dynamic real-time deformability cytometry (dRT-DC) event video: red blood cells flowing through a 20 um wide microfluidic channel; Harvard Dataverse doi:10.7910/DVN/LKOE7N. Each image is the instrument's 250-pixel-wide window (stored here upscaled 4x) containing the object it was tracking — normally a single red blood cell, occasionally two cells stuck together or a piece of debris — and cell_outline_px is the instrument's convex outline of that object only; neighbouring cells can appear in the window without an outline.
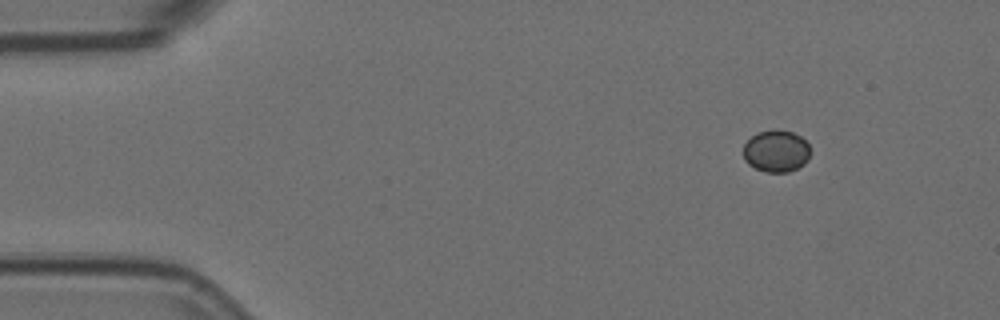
{"species": "Egyptian fruit bat (a non-hibernating species)", "species_latin": "Rousettus aegyptiacus", "temperature_condition": "room temperature", "stored_images_in_passage": 8, "camera_frame_rate_fps": 3000, "um_per_image_px": 0.085, "animal": {"sex": "female"}, "frame": {"image": 1, "passage_image": 2, "time_ms": 0.333, "image_size_px": [1000, 320], "cell_outline_px": [[808, 160], [804, 164], [788, 172], [768, 172], [756, 168], [748, 164], [744, 160], [744, 144], [756, 132], [792, 132], [800, 136], [808, 144]], "centroid_in_image_um": [65.96, 12.88], "position_along_channel_um": 19.0, "area_um2": 15.84}}
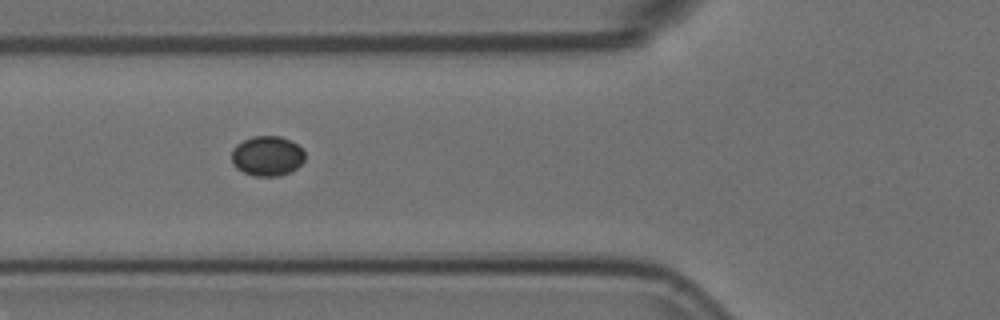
{"frame": {"image": 2, "passage_image": 6, "time_ms": 1.667, "image_size_px": [1000, 320], "cell_outline_px": [[304, 160], [296, 168], [280, 176], [256, 176], [244, 172], [236, 168], [232, 164], [232, 148], [236, 144], [252, 136], [280, 136], [296, 144], [304, 152]], "centroid_in_image_um": [22.68, 13.25], "position_along_channel_um": 103.1, "area_um2": 16.94}}
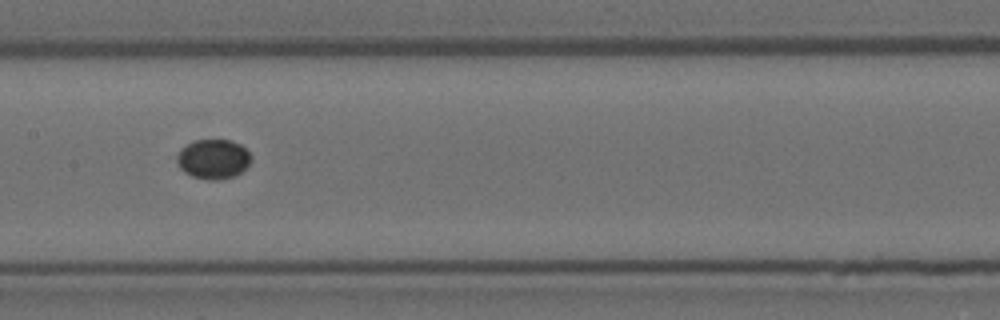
{"frame": {"image": 3, "passage_image": 8, "time_ms": 2.333, "image_size_px": [1000, 320], "cell_outline_px": [[252, 160], [236, 176], [220, 180], [208, 180], [192, 176], [184, 172], [180, 168], [176, 160], [176, 156], [180, 148], [192, 140], [228, 140], [240, 144], [252, 156]], "centroid_in_image_um": [18.1, 13.52], "position_along_channel_um": 189.3, "area_um2": 17.28}}